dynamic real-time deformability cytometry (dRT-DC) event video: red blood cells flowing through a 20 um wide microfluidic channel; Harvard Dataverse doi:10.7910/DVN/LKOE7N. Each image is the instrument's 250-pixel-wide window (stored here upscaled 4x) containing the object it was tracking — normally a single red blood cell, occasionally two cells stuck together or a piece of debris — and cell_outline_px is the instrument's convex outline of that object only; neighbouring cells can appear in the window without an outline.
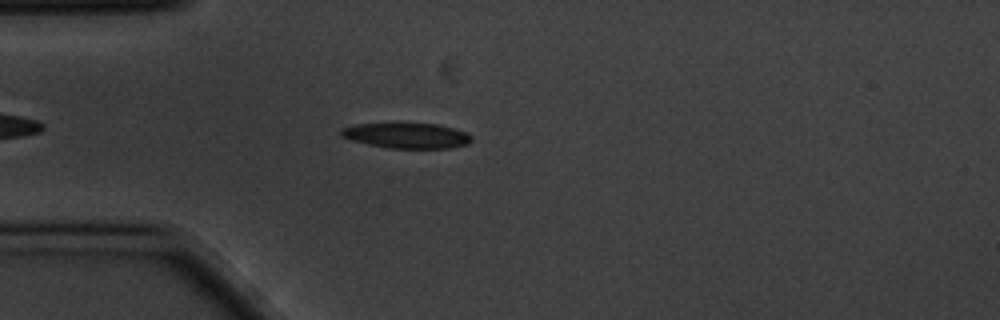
{"species": "common noctule bat (a hibernating species)", "species_latin": "Nyctalus noctula", "temperature_condition": "cold", "stored_images_in_passage": 3, "camera_frame_rate_fps": 3000, "um_per_image_px": 0.085, "animal": {"sex": "male", "body_mass_g": 20.1, "forearm_length_mm": 53.5}, "frame": {"image": 1, "passage_image": 2, "time_ms": 0.333, "image_size_px": [1000, 320], "cell_outline_px": [[472, 140], [468, 144], [448, 148], [388, 148], [368, 144], [352, 140], [340, 136], [340, 128], [356, 124], [436, 124], [452, 128], [464, 132], [472, 136]], "centroid_in_image_um": [34.55, 11.53], "position_along_channel_um": 50.5, "area_um2": 19.02}}